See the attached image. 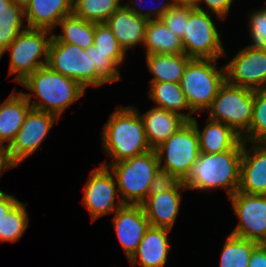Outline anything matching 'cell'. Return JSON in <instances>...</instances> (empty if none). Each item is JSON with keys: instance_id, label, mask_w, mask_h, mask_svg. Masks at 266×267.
Listing matches in <instances>:
<instances>
[{"instance_id": "f35d334b", "label": "cell", "mask_w": 266, "mask_h": 267, "mask_svg": "<svg viewBox=\"0 0 266 267\" xmlns=\"http://www.w3.org/2000/svg\"><path fill=\"white\" fill-rule=\"evenodd\" d=\"M201 2L205 3L207 8L201 7ZM232 2L233 0H197L193 6L208 13L211 11L213 15L222 20L228 16Z\"/></svg>"}, {"instance_id": "bcb514c9", "label": "cell", "mask_w": 266, "mask_h": 267, "mask_svg": "<svg viewBox=\"0 0 266 267\" xmlns=\"http://www.w3.org/2000/svg\"><path fill=\"white\" fill-rule=\"evenodd\" d=\"M260 245L264 248L266 251V239L260 243Z\"/></svg>"}, {"instance_id": "4dcf8cb0", "label": "cell", "mask_w": 266, "mask_h": 267, "mask_svg": "<svg viewBox=\"0 0 266 267\" xmlns=\"http://www.w3.org/2000/svg\"><path fill=\"white\" fill-rule=\"evenodd\" d=\"M25 206L18 202L0 221V242H16L21 239L29 225V217Z\"/></svg>"}, {"instance_id": "5b68a950", "label": "cell", "mask_w": 266, "mask_h": 267, "mask_svg": "<svg viewBox=\"0 0 266 267\" xmlns=\"http://www.w3.org/2000/svg\"><path fill=\"white\" fill-rule=\"evenodd\" d=\"M216 61L192 58L185 68L180 85L194 112L207 110L226 81L225 66L218 69Z\"/></svg>"}, {"instance_id": "836d02e7", "label": "cell", "mask_w": 266, "mask_h": 267, "mask_svg": "<svg viewBox=\"0 0 266 267\" xmlns=\"http://www.w3.org/2000/svg\"><path fill=\"white\" fill-rule=\"evenodd\" d=\"M93 45L101 54H126L105 22L95 23Z\"/></svg>"}, {"instance_id": "d6986e66", "label": "cell", "mask_w": 266, "mask_h": 267, "mask_svg": "<svg viewBox=\"0 0 266 267\" xmlns=\"http://www.w3.org/2000/svg\"><path fill=\"white\" fill-rule=\"evenodd\" d=\"M147 22V19L137 16L125 5H121L105 23L126 52L140 43L144 44Z\"/></svg>"}, {"instance_id": "ac0fdd59", "label": "cell", "mask_w": 266, "mask_h": 267, "mask_svg": "<svg viewBox=\"0 0 266 267\" xmlns=\"http://www.w3.org/2000/svg\"><path fill=\"white\" fill-rule=\"evenodd\" d=\"M180 189L187 190L182 182L175 189L148 195L141 203L150 226L172 229L180 209Z\"/></svg>"}, {"instance_id": "4316f807", "label": "cell", "mask_w": 266, "mask_h": 267, "mask_svg": "<svg viewBox=\"0 0 266 267\" xmlns=\"http://www.w3.org/2000/svg\"><path fill=\"white\" fill-rule=\"evenodd\" d=\"M57 25H60L62 32L59 35L53 33V37L59 41L78 45L86 50L94 43L95 22L86 21L73 13L62 18Z\"/></svg>"}, {"instance_id": "603a6c76", "label": "cell", "mask_w": 266, "mask_h": 267, "mask_svg": "<svg viewBox=\"0 0 266 267\" xmlns=\"http://www.w3.org/2000/svg\"><path fill=\"white\" fill-rule=\"evenodd\" d=\"M199 138L200 153L215 154L233 149L242 139L230 126L207 118L204 130L201 132L197 119L190 121Z\"/></svg>"}, {"instance_id": "7a4b0ae2", "label": "cell", "mask_w": 266, "mask_h": 267, "mask_svg": "<svg viewBox=\"0 0 266 267\" xmlns=\"http://www.w3.org/2000/svg\"><path fill=\"white\" fill-rule=\"evenodd\" d=\"M102 148L114 162L152 150L146 139L140 113L133 106L118 107L102 130Z\"/></svg>"}, {"instance_id": "8d00e7d4", "label": "cell", "mask_w": 266, "mask_h": 267, "mask_svg": "<svg viewBox=\"0 0 266 267\" xmlns=\"http://www.w3.org/2000/svg\"><path fill=\"white\" fill-rule=\"evenodd\" d=\"M182 181L168 171L159 169L150 184L148 195H155L158 193L166 192L175 189Z\"/></svg>"}, {"instance_id": "52a82bcc", "label": "cell", "mask_w": 266, "mask_h": 267, "mask_svg": "<svg viewBox=\"0 0 266 267\" xmlns=\"http://www.w3.org/2000/svg\"><path fill=\"white\" fill-rule=\"evenodd\" d=\"M49 34L50 37H47ZM52 37L53 32L46 29L26 27L19 33L5 51L10 50L9 75L17 74L13 81L21 83L34 71L47 65Z\"/></svg>"}, {"instance_id": "4fadbf2b", "label": "cell", "mask_w": 266, "mask_h": 267, "mask_svg": "<svg viewBox=\"0 0 266 267\" xmlns=\"http://www.w3.org/2000/svg\"><path fill=\"white\" fill-rule=\"evenodd\" d=\"M89 176L83 188L82 203L89 211L93 222L101 216L117 211L124 203L119 199L115 204L119 191L116 179L108 167L100 165Z\"/></svg>"}, {"instance_id": "9a60e30c", "label": "cell", "mask_w": 266, "mask_h": 267, "mask_svg": "<svg viewBox=\"0 0 266 267\" xmlns=\"http://www.w3.org/2000/svg\"><path fill=\"white\" fill-rule=\"evenodd\" d=\"M117 237L129 259L150 227L141 204H124L112 219Z\"/></svg>"}, {"instance_id": "83f0119b", "label": "cell", "mask_w": 266, "mask_h": 267, "mask_svg": "<svg viewBox=\"0 0 266 267\" xmlns=\"http://www.w3.org/2000/svg\"><path fill=\"white\" fill-rule=\"evenodd\" d=\"M24 6L10 0L0 8V60L5 51L15 41L25 20Z\"/></svg>"}, {"instance_id": "60d3db41", "label": "cell", "mask_w": 266, "mask_h": 267, "mask_svg": "<svg viewBox=\"0 0 266 267\" xmlns=\"http://www.w3.org/2000/svg\"><path fill=\"white\" fill-rule=\"evenodd\" d=\"M248 267H266V251L260 244L252 252Z\"/></svg>"}, {"instance_id": "7402d4cb", "label": "cell", "mask_w": 266, "mask_h": 267, "mask_svg": "<svg viewBox=\"0 0 266 267\" xmlns=\"http://www.w3.org/2000/svg\"><path fill=\"white\" fill-rule=\"evenodd\" d=\"M140 117L152 149L160 146L186 122L182 116L158 107L148 110Z\"/></svg>"}, {"instance_id": "e0dca14e", "label": "cell", "mask_w": 266, "mask_h": 267, "mask_svg": "<svg viewBox=\"0 0 266 267\" xmlns=\"http://www.w3.org/2000/svg\"><path fill=\"white\" fill-rule=\"evenodd\" d=\"M171 229L150 226L137 250L128 259L131 266L138 263L141 267H164L170 251L168 233Z\"/></svg>"}, {"instance_id": "ee69618b", "label": "cell", "mask_w": 266, "mask_h": 267, "mask_svg": "<svg viewBox=\"0 0 266 267\" xmlns=\"http://www.w3.org/2000/svg\"><path fill=\"white\" fill-rule=\"evenodd\" d=\"M14 2L25 6L30 0H13Z\"/></svg>"}, {"instance_id": "b9f144b4", "label": "cell", "mask_w": 266, "mask_h": 267, "mask_svg": "<svg viewBox=\"0 0 266 267\" xmlns=\"http://www.w3.org/2000/svg\"><path fill=\"white\" fill-rule=\"evenodd\" d=\"M13 167L15 166L10 162L6 149L0 147V176L2 172H5Z\"/></svg>"}, {"instance_id": "44dd1931", "label": "cell", "mask_w": 266, "mask_h": 267, "mask_svg": "<svg viewBox=\"0 0 266 267\" xmlns=\"http://www.w3.org/2000/svg\"><path fill=\"white\" fill-rule=\"evenodd\" d=\"M31 109L23 93L15 90L0 103V147L6 148L11 144Z\"/></svg>"}, {"instance_id": "cb8c5ba5", "label": "cell", "mask_w": 266, "mask_h": 267, "mask_svg": "<svg viewBox=\"0 0 266 267\" xmlns=\"http://www.w3.org/2000/svg\"><path fill=\"white\" fill-rule=\"evenodd\" d=\"M149 89L148 96L157 103L156 107L176 113L186 121L194 118L192 114L195 112L190 108L180 83L152 82ZM183 109H188V113L180 112Z\"/></svg>"}, {"instance_id": "d590c367", "label": "cell", "mask_w": 266, "mask_h": 267, "mask_svg": "<svg viewBox=\"0 0 266 267\" xmlns=\"http://www.w3.org/2000/svg\"><path fill=\"white\" fill-rule=\"evenodd\" d=\"M249 32L252 44L249 48L266 49V7L250 13Z\"/></svg>"}, {"instance_id": "d4e9b609", "label": "cell", "mask_w": 266, "mask_h": 267, "mask_svg": "<svg viewBox=\"0 0 266 267\" xmlns=\"http://www.w3.org/2000/svg\"><path fill=\"white\" fill-rule=\"evenodd\" d=\"M185 53L179 54H146L147 65L154 75L152 82L180 83L185 68L191 60Z\"/></svg>"}, {"instance_id": "7bdbcfd3", "label": "cell", "mask_w": 266, "mask_h": 267, "mask_svg": "<svg viewBox=\"0 0 266 267\" xmlns=\"http://www.w3.org/2000/svg\"><path fill=\"white\" fill-rule=\"evenodd\" d=\"M197 0H175L176 3L193 5Z\"/></svg>"}, {"instance_id": "74e56055", "label": "cell", "mask_w": 266, "mask_h": 267, "mask_svg": "<svg viewBox=\"0 0 266 267\" xmlns=\"http://www.w3.org/2000/svg\"><path fill=\"white\" fill-rule=\"evenodd\" d=\"M138 1L139 0H133L132 3L134 7H131L130 3L125 4V6L137 16L143 17L147 20L160 19L169 9H171L176 4L175 0H170L168 3L162 2L157 8H150V10H147V12L144 13L142 11L145 9L141 7V4Z\"/></svg>"}, {"instance_id": "484cf974", "label": "cell", "mask_w": 266, "mask_h": 267, "mask_svg": "<svg viewBox=\"0 0 266 267\" xmlns=\"http://www.w3.org/2000/svg\"><path fill=\"white\" fill-rule=\"evenodd\" d=\"M146 54L184 53L182 40L160 20H148L145 29Z\"/></svg>"}, {"instance_id": "2e32d148", "label": "cell", "mask_w": 266, "mask_h": 267, "mask_svg": "<svg viewBox=\"0 0 266 267\" xmlns=\"http://www.w3.org/2000/svg\"><path fill=\"white\" fill-rule=\"evenodd\" d=\"M243 141L238 191L262 194L266 190V143L251 142L250 149Z\"/></svg>"}, {"instance_id": "277c9868", "label": "cell", "mask_w": 266, "mask_h": 267, "mask_svg": "<svg viewBox=\"0 0 266 267\" xmlns=\"http://www.w3.org/2000/svg\"><path fill=\"white\" fill-rule=\"evenodd\" d=\"M101 165L108 167L115 176L124 204H141L147 198L150 184L159 170L155 149L127 160Z\"/></svg>"}, {"instance_id": "e575fe53", "label": "cell", "mask_w": 266, "mask_h": 267, "mask_svg": "<svg viewBox=\"0 0 266 267\" xmlns=\"http://www.w3.org/2000/svg\"><path fill=\"white\" fill-rule=\"evenodd\" d=\"M188 18L189 4L176 3L160 18V20L169 30L182 39Z\"/></svg>"}, {"instance_id": "f6af8a7d", "label": "cell", "mask_w": 266, "mask_h": 267, "mask_svg": "<svg viewBox=\"0 0 266 267\" xmlns=\"http://www.w3.org/2000/svg\"><path fill=\"white\" fill-rule=\"evenodd\" d=\"M10 0H0V8H3L6 3H8Z\"/></svg>"}, {"instance_id": "ab89813d", "label": "cell", "mask_w": 266, "mask_h": 267, "mask_svg": "<svg viewBox=\"0 0 266 267\" xmlns=\"http://www.w3.org/2000/svg\"><path fill=\"white\" fill-rule=\"evenodd\" d=\"M19 202L15 196L6 194L0 190V221Z\"/></svg>"}, {"instance_id": "8fae6325", "label": "cell", "mask_w": 266, "mask_h": 267, "mask_svg": "<svg viewBox=\"0 0 266 267\" xmlns=\"http://www.w3.org/2000/svg\"><path fill=\"white\" fill-rule=\"evenodd\" d=\"M56 119L59 118L48 112L35 109L28 112L14 140L5 148L10 162L15 167L39 148Z\"/></svg>"}, {"instance_id": "1f68e13d", "label": "cell", "mask_w": 266, "mask_h": 267, "mask_svg": "<svg viewBox=\"0 0 266 267\" xmlns=\"http://www.w3.org/2000/svg\"><path fill=\"white\" fill-rule=\"evenodd\" d=\"M241 139L247 143H266V89L254 90L252 121Z\"/></svg>"}, {"instance_id": "30bf717a", "label": "cell", "mask_w": 266, "mask_h": 267, "mask_svg": "<svg viewBox=\"0 0 266 267\" xmlns=\"http://www.w3.org/2000/svg\"><path fill=\"white\" fill-rule=\"evenodd\" d=\"M220 38L210 12L189 4V18L181 39L184 53L190 58L218 59L226 55Z\"/></svg>"}, {"instance_id": "7c38bea8", "label": "cell", "mask_w": 266, "mask_h": 267, "mask_svg": "<svg viewBox=\"0 0 266 267\" xmlns=\"http://www.w3.org/2000/svg\"><path fill=\"white\" fill-rule=\"evenodd\" d=\"M239 223L231 234L259 244L266 239V199L260 194L236 191L231 197Z\"/></svg>"}, {"instance_id": "ffe728a7", "label": "cell", "mask_w": 266, "mask_h": 267, "mask_svg": "<svg viewBox=\"0 0 266 267\" xmlns=\"http://www.w3.org/2000/svg\"><path fill=\"white\" fill-rule=\"evenodd\" d=\"M73 0H30L25 6L26 27L53 32L58 22L72 14Z\"/></svg>"}, {"instance_id": "f1b7e54d", "label": "cell", "mask_w": 266, "mask_h": 267, "mask_svg": "<svg viewBox=\"0 0 266 267\" xmlns=\"http://www.w3.org/2000/svg\"><path fill=\"white\" fill-rule=\"evenodd\" d=\"M258 245L256 241L230 234L222 248L219 267H248L251 254Z\"/></svg>"}, {"instance_id": "9c48e42d", "label": "cell", "mask_w": 266, "mask_h": 267, "mask_svg": "<svg viewBox=\"0 0 266 267\" xmlns=\"http://www.w3.org/2000/svg\"><path fill=\"white\" fill-rule=\"evenodd\" d=\"M47 66L77 81L85 89L87 86L100 87L105 84L92 65L91 46L84 50L78 45L59 42L52 37Z\"/></svg>"}, {"instance_id": "7dc6e473", "label": "cell", "mask_w": 266, "mask_h": 267, "mask_svg": "<svg viewBox=\"0 0 266 267\" xmlns=\"http://www.w3.org/2000/svg\"><path fill=\"white\" fill-rule=\"evenodd\" d=\"M261 195L266 199V190Z\"/></svg>"}, {"instance_id": "8992f818", "label": "cell", "mask_w": 266, "mask_h": 267, "mask_svg": "<svg viewBox=\"0 0 266 267\" xmlns=\"http://www.w3.org/2000/svg\"><path fill=\"white\" fill-rule=\"evenodd\" d=\"M254 105V90L225 81L206 110L208 118L230 126L241 137L249 130Z\"/></svg>"}, {"instance_id": "f546056e", "label": "cell", "mask_w": 266, "mask_h": 267, "mask_svg": "<svg viewBox=\"0 0 266 267\" xmlns=\"http://www.w3.org/2000/svg\"><path fill=\"white\" fill-rule=\"evenodd\" d=\"M120 6V0H73L72 13L86 21L103 23Z\"/></svg>"}, {"instance_id": "ba28073f", "label": "cell", "mask_w": 266, "mask_h": 267, "mask_svg": "<svg viewBox=\"0 0 266 267\" xmlns=\"http://www.w3.org/2000/svg\"><path fill=\"white\" fill-rule=\"evenodd\" d=\"M155 152L159 169L168 171L183 181L200 154L199 138L195 126L190 121H186L158 146Z\"/></svg>"}, {"instance_id": "5bb4252c", "label": "cell", "mask_w": 266, "mask_h": 267, "mask_svg": "<svg viewBox=\"0 0 266 267\" xmlns=\"http://www.w3.org/2000/svg\"><path fill=\"white\" fill-rule=\"evenodd\" d=\"M224 66L228 83L252 90L266 89V49L246 46Z\"/></svg>"}, {"instance_id": "d6a6232c", "label": "cell", "mask_w": 266, "mask_h": 267, "mask_svg": "<svg viewBox=\"0 0 266 267\" xmlns=\"http://www.w3.org/2000/svg\"><path fill=\"white\" fill-rule=\"evenodd\" d=\"M124 59L125 54H101L94 45H91L92 65H94L97 75L105 83L120 80V72L117 68Z\"/></svg>"}, {"instance_id": "3957f363", "label": "cell", "mask_w": 266, "mask_h": 267, "mask_svg": "<svg viewBox=\"0 0 266 267\" xmlns=\"http://www.w3.org/2000/svg\"><path fill=\"white\" fill-rule=\"evenodd\" d=\"M20 84L32 91L30 94L22 92L32 109L54 114L58 118L85 93L80 83L52 71L47 65L34 71ZM33 95L42 102L34 99L31 103Z\"/></svg>"}, {"instance_id": "6da1fadb", "label": "cell", "mask_w": 266, "mask_h": 267, "mask_svg": "<svg viewBox=\"0 0 266 267\" xmlns=\"http://www.w3.org/2000/svg\"><path fill=\"white\" fill-rule=\"evenodd\" d=\"M243 140L233 149L215 154L200 153L189 174L182 181L187 190L224 188L231 197L238 191Z\"/></svg>"}]
</instances>
